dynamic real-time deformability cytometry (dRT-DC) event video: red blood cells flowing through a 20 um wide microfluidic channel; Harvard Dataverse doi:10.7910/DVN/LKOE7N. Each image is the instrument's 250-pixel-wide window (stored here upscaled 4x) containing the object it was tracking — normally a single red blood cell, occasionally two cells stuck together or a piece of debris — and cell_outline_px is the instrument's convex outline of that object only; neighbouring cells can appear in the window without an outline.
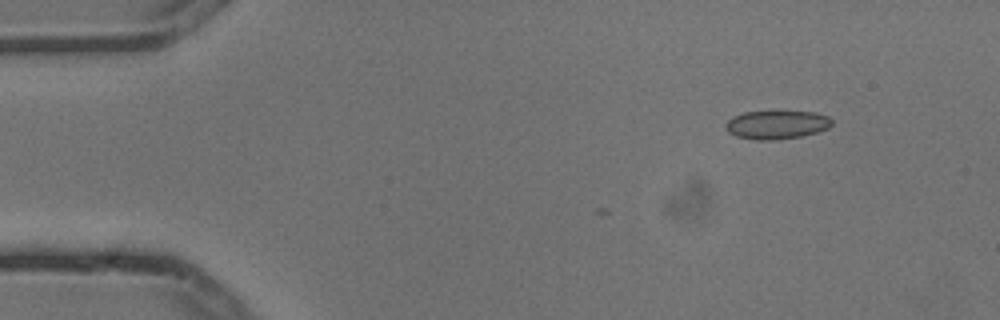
{"species": "common noctule bat (a hibernating species)", "species_latin": "Nyctalus noctula", "temperature_condition": "cold", "stored_images_in_passage": 3, "camera_frame_rate_fps": 3000, "um_per_image_px": 0.085, "animal": {"sex": "male", "body_mass_g": 13.3}, "frame": {"image": 1, "passage_image": 3, "time_ms": 0.667, "image_size_px": [1000, 320], "cell_outline_px": [[832, 124], [828, 128], [816, 132], [800, 136], [776, 140], [756, 140], [736, 136], [728, 132], [724, 128], [724, 124], [732, 116], [744, 112], [816, 112], [828, 116], [832, 120]], "centroid_in_image_um": [65.98, 10.61], "position_along_channel_um": 19.0, "area_um2": 17.63}}